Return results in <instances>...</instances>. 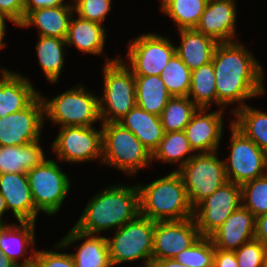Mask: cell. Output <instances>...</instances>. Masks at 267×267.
<instances>
[{"mask_svg":"<svg viewBox=\"0 0 267 267\" xmlns=\"http://www.w3.org/2000/svg\"><path fill=\"white\" fill-rule=\"evenodd\" d=\"M236 42L218 43L212 58L217 106L223 108L234 102L243 108L246 99L265 93L263 68L244 45Z\"/></svg>","mask_w":267,"mask_h":267,"instance_id":"obj_1","label":"cell"},{"mask_svg":"<svg viewBox=\"0 0 267 267\" xmlns=\"http://www.w3.org/2000/svg\"><path fill=\"white\" fill-rule=\"evenodd\" d=\"M140 214L138 186L115 185L93 196L74 228L87 234L119 229Z\"/></svg>","mask_w":267,"mask_h":267,"instance_id":"obj_2","label":"cell"},{"mask_svg":"<svg viewBox=\"0 0 267 267\" xmlns=\"http://www.w3.org/2000/svg\"><path fill=\"white\" fill-rule=\"evenodd\" d=\"M139 189L140 214L152 221H180L193 217L183 179L177 171Z\"/></svg>","mask_w":267,"mask_h":267,"instance_id":"obj_3","label":"cell"},{"mask_svg":"<svg viewBox=\"0 0 267 267\" xmlns=\"http://www.w3.org/2000/svg\"><path fill=\"white\" fill-rule=\"evenodd\" d=\"M126 65L121 58L117 57L113 60L109 58L105 62L104 95L99 98L102 123L118 122L137 105L135 77Z\"/></svg>","mask_w":267,"mask_h":267,"instance_id":"obj_4","label":"cell"},{"mask_svg":"<svg viewBox=\"0 0 267 267\" xmlns=\"http://www.w3.org/2000/svg\"><path fill=\"white\" fill-rule=\"evenodd\" d=\"M103 159L101 163L134 174L152 162V154L140 140L118 122L102 123Z\"/></svg>","mask_w":267,"mask_h":267,"instance_id":"obj_5","label":"cell"},{"mask_svg":"<svg viewBox=\"0 0 267 267\" xmlns=\"http://www.w3.org/2000/svg\"><path fill=\"white\" fill-rule=\"evenodd\" d=\"M155 221L139 214L107 239L111 265L143 259L144 265L153 263Z\"/></svg>","mask_w":267,"mask_h":267,"instance_id":"obj_6","label":"cell"},{"mask_svg":"<svg viewBox=\"0 0 267 267\" xmlns=\"http://www.w3.org/2000/svg\"><path fill=\"white\" fill-rule=\"evenodd\" d=\"M44 115L50 121L65 126H93L100 120L99 97L90 91H85L83 86H76L57 95L52 100H45Z\"/></svg>","mask_w":267,"mask_h":267,"instance_id":"obj_7","label":"cell"},{"mask_svg":"<svg viewBox=\"0 0 267 267\" xmlns=\"http://www.w3.org/2000/svg\"><path fill=\"white\" fill-rule=\"evenodd\" d=\"M217 151L195 153L177 172L181 175L190 205L194 208L227 182L224 160L217 157Z\"/></svg>","mask_w":267,"mask_h":267,"instance_id":"obj_8","label":"cell"},{"mask_svg":"<svg viewBox=\"0 0 267 267\" xmlns=\"http://www.w3.org/2000/svg\"><path fill=\"white\" fill-rule=\"evenodd\" d=\"M26 174L36 210L54 216L71 187L68 176L53 159H44Z\"/></svg>","mask_w":267,"mask_h":267,"instance_id":"obj_9","label":"cell"},{"mask_svg":"<svg viewBox=\"0 0 267 267\" xmlns=\"http://www.w3.org/2000/svg\"><path fill=\"white\" fill-rule=\"evenodd\" d=\"M231 153L224 160L227 181L242 185L267 174V154L231 123Z\"/></svg>","mask_w":267,"mask_h":267,"instance_id":"obj_10","label":"cell"},{"mask_svg":"<svg viewBox=\"0 0 267 267\" xmlns=\"http://www.w3.org/2000/svg\"><path fill=\"white\" fill-rule=\"evenodd\" d=\"M241 205V185L227 181L193 208L199 234L210 237Z\"/></svg>","mask_w":267,"mask_h":267,"instance_id":"obj_11","label":"cell"},{"mask_svg":"<svg viewBox=\"0 0 267 267\" xmlns=\"http://www.w3.org/2000/svg\"><path fill=\"white\" fill-rule=\"evenodd\" d=\"M53 151L58 159L70 163L103 159L102 129L94 126H65L62 127L52 142Z\"/></svg>","mask_w":267,"mask_h":267,"instance_id":"obj_12","label":"cell"},{"mask_svg":"<svg viewBox=\"0 0 267 267\" xmlns=\"http://www.w3.org/2000/svg\"><path fill=\"white\" fill-rule=\"evenodd\" d=\"M174 54L175 45L169 38L155 33H143L129 44V68L134 76H160Z\"/></svg>","mask_w":267,"mask_h":267,"instance_id":"obj_13","label":"cell"},{"mask_svg":"<svg viewBox=\"0 0 267 267\" xmlns=\"http://www.w3.org/2000/svg\"><path fill=\"white\" fill-rule=\"evenodd\" d=\"M44 118L40 93L28 107L0 117V146H21L40 140Z\"/></svg>","mask_w":267,"mask_h":267,"instance_id":"obj_14","label":"cell"},{"mask_svg":"<svg viewBox=\"0 0 267 267\" xmlns=\"http://www.w3.org/2000/svg\"><path fill=\"white\" fill-rule=\"evenodd\" d=\"M200 237L193 217L180 221H156L153 239V263L156 260L174 258Z\"/></svg>","mask_w":267,"mask_h":267,"instance_id":"obj_15","label":"cell"},{"mask_svg":"<svg viewBox=\"0 0 267 267\" xmlns=\"http://www.w3.org/2000/svg\"><path fill=\"white\" fill-rule=\"evenodd\" d=\"M207 110L199 108L184 128L191 148L198 153L218 151L223 135V108L206 114Z\"/></svg>","mask_w":267,"mask_h":267,"instance_id":"obj_16","label":"cell"},{"mask_svg":"<svg viewBox=\"0 0 267 267\" xmlns=\"http://www.w3.org/2000/svg\"><path fill=\"white\" fill-rule=\"evenodd\" d=\"M256 218L241 205L210 236L214 247L225 251H236L243 244L255 239Z\"/></svg>","mask_w":267,"mask_h":267,"instance_id":"obj_17","label":"cell"},{"mask_svg":"<svg viewBox=\"0 0 267 267\" xmlns=\"http://www.w3.org/2000/svg\"><path fill=\"white\" fill-rule=\"evenodd\" d=\"M235 3L234 0L208 2L195 29L218 43L233 42L237 19Z\"/></svg>","mask_w":267,"mask_h":267,"instance_id":"obj_18","label":"cell"},{"mask_svg":"<svg viewBox=\"0 0 267 267\" xmlns=\"http://www.w3.org/2000/svg\"><path fill=\"white\" fill-rule=\"evenodd\" d=\"M0 194L12 210L17 222H35L38 211L32 198L26 173H6L0 175Z\"/></svg>","mask_w":267,"mask_h":267,"instance_id":"obj_19","label":"cell"},{"mask_svg":"<svg viewBox=\"0 0 267 267\" xmlns=\"http://www.w3.org/2000/svg\"><path fill=\"white\" fill-rule=\"evenodd\" d=\"M87 238L77 253H71L75 267H112L106 237L83 233L74 227L63 237L55 249L67 247L77 240Z\"/></svg>","mask_w":267,"mask_h":267,"instance_id":"obj_20","label":"cell"},{"mask_svg":"<svg viewBox=\"0 0 267 267\" xmlns=\"http://www.w3.org/2000/svg\"><path fill=\"white\" fill-rule=\"evenodd\" d=\"M1 70L0 117H5L28 107L40 92L22 75L3 68Z\"/></svg>","mask_w":267,"mask_h":267,"instance_id":"obj_21","label":"cell"},{"mask_svg":"<svg viewBox=\"0 0 267 267\" xmlns=\"http://www.w3.org/2000/svg\"><path fill=\"white\" fill-rule=\"evenodd\" d=\"M19 224L20 226L7 223L0 226V249L19 267H23L35 262L36 251L32 249L33 255L24 257L23 263H18V258L24 256L30 244L35 245V222H19Z\"/></svg>","mask_w":267,"mask_h":267,"instance_id":"obj_22","label":"cell"},{"mask_svg":"<svg viewBox=\"0 0 267 267\" xmlns=\"http://www.w3.org/2000/svg\"><path fill=\"white\" fill-rule=\"evenodd\" d=\"M74 12L71 3L63 6L43 8L31 11L19 25V27H37L39 36H49L66 39L69 23Z\"/></svg>","mask_w":267,"mask_h":267,"instance_id":"obj_23","label":"cell"},{"mask_svg":"<svg viewBox=\"0 0 267 267\" xmlns=\"http://www.w3.org/2000/svg\"><path fill=\"white\" fill-rule=\"evenodd\" d=\"M181 44L175 46V53L191 70L212 62L213 54L218 42L198 32L196 29L179 30Z\"/></svg>","mask_w":267,"mask_h":267,"instance_id":"obj_24","label":"cell"},{"mask_svg":"<svg viewBox=\"0 0 267 267\" xmlns=\"http://www.w3.org/2000/svg\"><path fill=\"white\" fill-rule=\"evenodd\" d=\"M118 123L130 130L151 154L158 148L164 136L160 116L148 113L137 105Z\"/></svg>","mask_w":267,"mask_h":267,"instance_id":"obj_25","label":"cell"},{"mask_svg":"<svg viewBox=\"0 0 267 267\" xmlns=\"http://www.w3.org/2000/svg\"><path fill=\"white\" fill-rule=\"evenodd\" d=\"M40 140L21 146H0V175L6 173H27L44 159Z\"/></svg>","mask_w":267,"mask_h":267,"instance_id":"obj_26","label":"cell"},{"mask_svg":"<svg viewBox=\"0 0 267 267\" xmlns=\"http://www.w3.org/2000/svg\"><path fill=\"white\" fill-rule=\"evenodd\" d=\"M102 24L72 16L66 37L67 45H74L79 51L89 54H102L106 38Z\"/></svg>","mask_w":267,"mask_h":267,"instance_id":"obj_27","label":"cell"},{"mask_svg":"<svg viewBox=\"0 0 267 267\" xmlns=\"http://www.w3.org/2000/svg\"><path fill=\"white\" fill-rule=\"evenodd\" d=\"M137 106L148 113L161 116L172 97L160 76H134Z\"/></svg>","mask_w":267,"mask_h":267,"instance_id":"obj_28","label":"cell"},{"mask_svg":"<svg viewBox=\"0 0 267 267\" xmlns=\"http://www.w3.org/2000/svg\"><path fill=\"white\" fill-rule=\"evenodd\" d=\"M232 124L267 154V114L249 105L235 107Z\"/></svg>","mask_w":267,"mask_h":267,"instance_id":"obj_29","label":"cell"},{"mask_svg":"<svg viewBox=\"0 0 267 267\" xmlns=\"http://www.w3.org/2000/svg\"><path fill=\"white\" fill-rule=\"evenodd\" d=\"M64 45H67L66 39L49 36H39L36 44L39 65L51 83H57L61 74L64 65Z\"/></svg>","mask_w":267,"mask_h":267,"instance_id":"obj_30","label":"cell"},{"mask_svg":"<svg viewBox=\"0 0 267 267\" xmlns=\"http://www.w3.org/2000/svg\"><path fill=\"white\" fill-rule=\"evenodd\" d=\"M207 3L206 0H161V10L177 24L178 30L195 29Z\"/></svg>","mask_w":267,"mask_h":267,"instance_id":"obj_31","label":"cell"},{"mask_svg":"<svg viewBox=\"0 0 267 267\" xmlns=\"http://www.w3.org/2000/svg\"><path fill=\"white\" fill-rule=\"evenodd\" d=\"M215 80L212 62L191 71V86L188 97L198 108L208 109L213 101H215V104L217 103Z\"/></svg>","mask_w":267,"mask_h":267,"instance_id":"obj_32","label":"cell"},{"mask_svg":"<svg viewBox=\"0 0 267 267\" xmlns=\"http://www.w3.org/2000/svg\"><path fill=\"white\" fill-rule=\"evenodd\" d=\"M194 152L186 138L184 131H173L164 133L158 148L152 154V160H160L166 163H180L181 169L194 155H185Z\"/></svg>","mask_w":267,"mask_h":267,"instance_id":"obj_33","label":"cell"},{"mask_svg":"<svg viewBox=\"0 0 267 267\" xmlns=\"http://www.w3.org/2000/svg\"><path fill=\"white\" fill-rule=\"evenodd\" d=\"M198 109L188 96L171 97L160 116L164 133L184 131Z\"/></svg>","mask_w":267,"mask_h":267,"instance_id":"obj_34","label":"cell"},{"mask_svg":"<svg viewBox=\"0 0 267 267\" xmlns=\"http://www.w3.org/2000/svg\"><path fill=\"white\" fill-rule=\"evenodd\" d=\"M171 96H188L191 86V70L175 53L160 74Z\"/></svg>","mask_w":267,"mask_h":267,"instance_id":"obj_35","label":"cell"},{"mask_svg":"<svg viewBox=\"0 0 267 267\" xmlns=\"http://www.w3.org/2000/svg\"><path fill=\"white\" fill-rule=\"evenodd\" d=\"M215 247L210 237L201 236L189 248L178 253L174 259L191 267H213Z\"/></svg>","mask_w":267,"mask_h":267,"instance_id":"obj_36","label":"cell"},{"mask_svg":"<svg viewBox=\"0 0 267 267\" xmlns=\"http://www.w3.org/2000/svg\"><path fill=\"white\" fill-rule=\"evenodd\" d=\"M242 205L249 209L255 218L267 214V174L241 185Z\"/></svg>","mask_w":267,"mask_h":267,"instance_id":"obj_37","label":"cell"},{"mask_svg":"<svg viewBox=\"0 0 267 267\" xmlns=\"http://www.w3.org/2000/svg\"><path fill=\"white\" fill-rule=\"evenodd\" d=\"M238 267H263L267 260V247L253 239L234 251Z\"/></svg>","mask_w":267,"mask_h":267,"instance_id":"obj_38","label":"cell"},{"mask_svg":"<svg viewBox=\"0 0 267 267\" xmlns=\"http://www.w3.org/2000/svg\"><path fill=\"white\" fill-rule=\"evenodd\" d=\"M74 12L81 18L102 24L111 10L110 0H73Z\"/></svg>","mask_w":267,"mask_h":267,"instance_id":"obj_39","label":"cell"},{"mask_svg":"<svg viewBox=\"0 0 267 267\" xmlns=\"http://www.w3.org/2000/svg\"><path fill=\"white\" fill-rule=\"evenodd\" d=\"M35 262L40 267H75L72 255L53 251L36 250Z\"/></svg>","mask_w":267,"mask_h":267,"instance_id":"obj_40","label":"cell"},{"mask_svg":"<svg viewBox=\"0 0 267 267\" xmlns=\"http://www.w3.org/2000/svg\"><path fill=\"white\" fill-rule=\"evenodd\" d=\"M0 11L18 27L24 20V0H0Z\"/></svg>","mask_w":267,"mask_h":267,"instance_id":"obj_41","label":"cell"},{"mask_svg":"<svg viewBox=\"0 0 267 267\" xmlns=\"http://www.w3.org/2000/svg\"><path fill=\"white\" fill-rule=\"evenodd\" d=\"M213 267H238L234 251L215 248Z\"/></svg>","mask_w":267,"mask_h":267,"instance_id":"obj_42","label":"cell"},{"mask_svg":"<svg viewBox=\"0 0 267 267\" xmlns=\"http://www.w3.org/2000/svg\"><path fill=\"white\" fill-rule=\"evenodd\" d=\"M64 0H24V18L34 10L66 5Z\"/></svg>","mask_w":267,"mask_h":267,"instance_id":"obj_43","label":"cell"},{"mask_svg":"<svg viewBox=\"0 0 267 267\" xmlns=\"http://www.w3.org/2000/svg\"><path fill=\"white\" fill-rule=\"evenodd\" d=\"M255 239L267 247V214L256 218Z\"/></svg>","mask_w":267,"mask_h":267,"instance_id":"obj_44","label":"cell"},{"mask_svg":"<svg viewBox=\"0 0 267 267\" xmlns=\"http://www.w3.org/2000/svg\"><path fill=\"white\" fill-rule=\"evenodd\" d=\"M154 265L156 267H191V266H188V265H182V264H180L174 258L164 259V260H156L154 262Z\"/></svg>","mask_w":267,"mask_h":267,"instance_id":"obj_45","label":"cell"},{"mask_svg":"<svg viewBox=\"0 0 267 267\" xmlns=\"http://www.w3.org/2000/svg\"><path fill=\"white\" fill-rule=\"evenodd\" d=\"M5 18L9 20L1 11H0V49L3 47H6L5 43L2 41L4 40V34H5V28H6V23H5Z\"/></svg>","mask_w":267,"mask_h":267,"instance_id":"obj_46","label":"cell"},{"mask_svg":"<svg viewBox=\"0 0 267 267\" xmlns=\"http://www.w3.org/2000/svg\"><path fill=\"white\" fill-rule=\"evenodd\" d=\"M0 267H19L16 263H14L11 259L5 256L0 249Z\"/></svg>","mask_w":267,"mask_h":267,"instance_id":"obj_47","label":"cell"},{"mask_svg":"<svg viewBox=\"0 0 267 267\" xmlns=\"http://www.w3.org/2000/svg\"><path fill=\"white\" fill-rule=\"evenodd\" d=\"M7 210H8V208H7V205H6V201L3 198V196L0 194V226L6 225V223L2 219V215Z\"/></svg>","mask_w":267,"mask_h":267,"instance_id":"obj_48","label":"cell"},{"mask_svg":"<svg viewBox=\"0 0 267 267\" xmlns=\"http://www.w3.org/2000/svg\"><path fill=\"white\" fill-rule=\"evenodd\" d=\"M23 267H40L36 262H34L33 264L31 265H25Z\"/></svg>","mask_w":267,"mask_h":267,"instance_id":"obj_49","label":"cell"},{"mask_svg":"<svg viewBox=\"0 0 267 267\" xmlns=\"http://www.w3.org/2000/svg\"><path fill=\"white\" fill-rule=\"evenodd\" d=\"M143 267H156V266L154 265V263H151V264H148V265H144Z\"/></svg>","mask_w":267,"mask_h":267,"instance_id":"obj_50","label":"cell"}]
</instances>
